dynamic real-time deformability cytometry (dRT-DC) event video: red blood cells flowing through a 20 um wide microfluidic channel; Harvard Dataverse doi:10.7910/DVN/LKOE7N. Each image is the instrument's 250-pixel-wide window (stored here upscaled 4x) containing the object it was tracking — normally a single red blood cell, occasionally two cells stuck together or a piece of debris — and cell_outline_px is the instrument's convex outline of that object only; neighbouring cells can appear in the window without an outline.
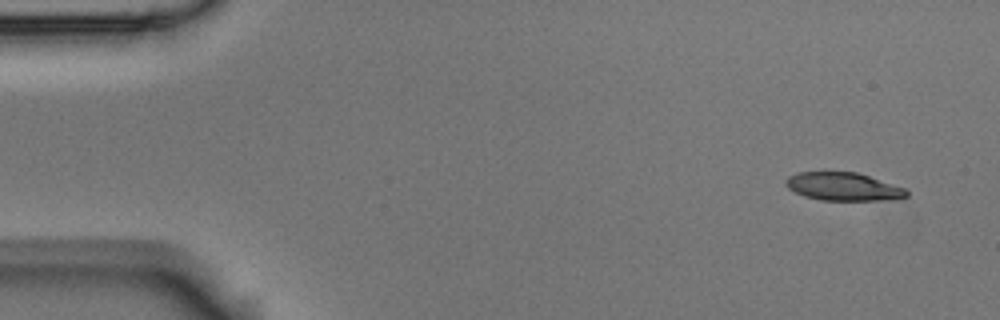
{"species": "Egyptian fruit bat (a non-hibernating species)", "species_latin": "Rousettus aegyptiacus", "temperature_condition": "room temperature", "stored_images_in_passage": 14, "camera_frame_rate_fps": 3000, "um_per_image_px": 0.085, "animal": {"sex": "male"}, "frame": {"image": 1, "passage_image": 1, "time_ms": 0.0, "image_size_px": [1000, 320], "cell_outline_px": [[908, 196], [880, 200], [820, 200], [804, 196], [788, 188], [784, 184], [784, 180], [788, 176], [800, 172], [856, 172], [904, 188], [908, 192]], "centroid_in_image_um": [71.61, 15.86], "position_along_channel_um": 13.4, "area_um2": 19.48}}
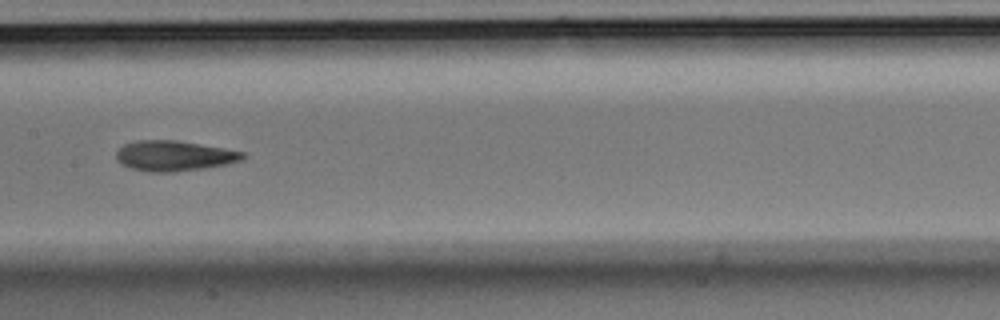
{"frame": {"image": 2, "passage_image": 7, "time_ms": 2.0, "image_size_px": [1000, 320], "cell_outline_px": [[248, 156], [240, 160], [224, 164], [204, 168], [172, 172], [148, 172], [132, 168], [116, 160], [116, 152], [124, 144], [136, 140], [176, 140], [224, 148], [244, 152]], "centroid_in_image_um": [14.79, 13.24], "position_along_channel_um": 192.6, "area_um2": 22.2}}
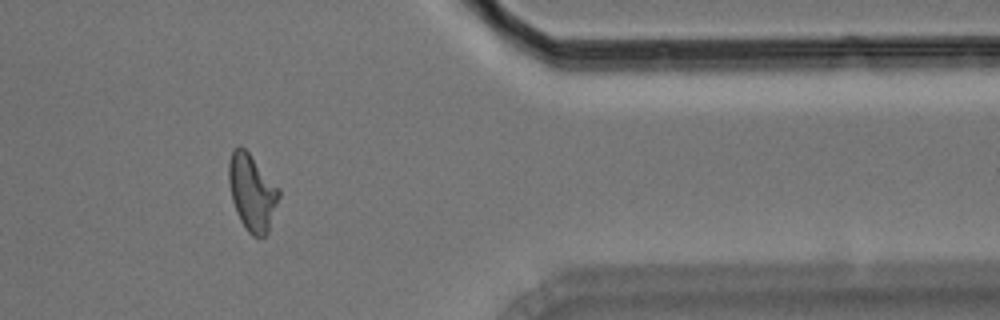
{"frame": {"image": 3, "passage_image": 12, "time_ms": 3.667, "image_size_px": [1000, 320], "cell_outline_px": [[280, 196], [268, 232], [264, 236], [252, 236], [248, 232], [240, 220], [236, 212], [232, 200], [228, 180], [228, 164], [232, 152], [240, 144], [248, 152], [280, 188]], "centroid_in_image_um": [21.43, 16.35], "position_along_channel_um": 390.0, "area_um2": 22.31}}